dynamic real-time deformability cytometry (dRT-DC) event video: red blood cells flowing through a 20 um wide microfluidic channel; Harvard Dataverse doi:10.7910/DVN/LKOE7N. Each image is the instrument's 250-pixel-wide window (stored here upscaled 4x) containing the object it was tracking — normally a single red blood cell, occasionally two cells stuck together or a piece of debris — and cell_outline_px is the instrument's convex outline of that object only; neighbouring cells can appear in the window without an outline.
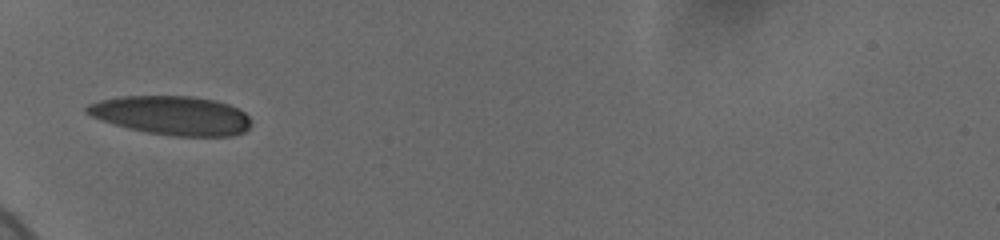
{"species": "human", "species_latin": "Homo sapiens", "temperature_condition": "cold", "stored_images_in_passage": 9, "camera_frame_rate_fps": 3000, "um_per_image_px": 0.085, "donor": {"sex": "female"}, "frame": {"image": 1, "passage_image": 8, "time_ms": 6.333, "image_size_px": [1000, 240], "cell_outline_px": [[252, 124], [244, 132], [232, 136], [172, 136], [148, 132], [128, 128], [92, 116], [84, 112], [84, 108], [88, 104], [100, 100], [120, 96], [192, 96], [216, 100], [240, 108], [248, 116]], "centroid_in_image_um": [14.64, 9.8], "position_along_channel_um": 70.4, "area_um2": 37.34}}